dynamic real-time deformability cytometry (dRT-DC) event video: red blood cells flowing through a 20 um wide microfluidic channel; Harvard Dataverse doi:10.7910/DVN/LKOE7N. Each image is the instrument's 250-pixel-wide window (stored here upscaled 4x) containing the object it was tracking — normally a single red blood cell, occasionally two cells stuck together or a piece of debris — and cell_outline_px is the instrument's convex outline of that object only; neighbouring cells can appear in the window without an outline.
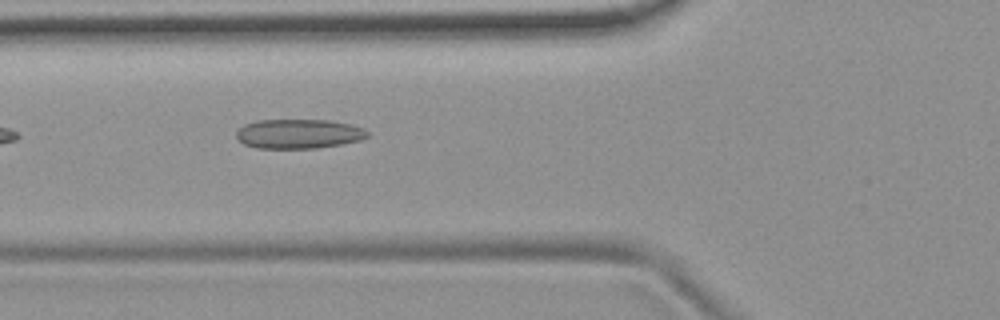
{"species": "common noctule bat (a hibernating species)", "species_latin": "Nyctalus noctula", "temperature_condition": "room temperature", "stored_images_in_passage": 7, "camera_frame_rate_fps": 3000, "um_per_image_px": 0.085, "animal": {"sex": "female", "body_mass_g": 19.9}, "frame": {"image": 1, "passage_image": 6, "time_ms": 6.0, "image_size_px": [1000, 320], "cell_outline_px": [[368, 136], [360, 140], [340, 144], [316, 148], [256, 148], [244, 144], [236, 136], [236, 132], [244, 124], [256, 120], [332, 120], [352, 124], [364, 128], [368, 132]], "centroid_in_image_um": [25.4, 11.36], "position_along_channel_um": 100.4, "area_um2": 22.54}}
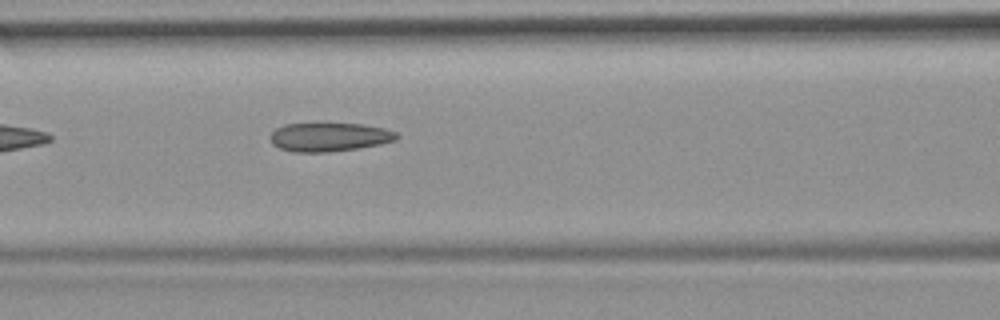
{"frame": {"image": 2, "passage_image": 7, "time_ms": 7.0, "image_size_px": [1000, 320], "cell_outline_px": [[400, 136], [396, 140], [380, 144], [360, 148], [328, 152], [292, 152], [280, 148], [272, 144], [272, 132], [276, 128], [284, 124], [324, 120], [364, 124], [384, 128], [396, 132]], "centroid_in_image_um": [28.0, 11.59], "position_along_channel_um": 138.6, "area_um2": 22.25}}